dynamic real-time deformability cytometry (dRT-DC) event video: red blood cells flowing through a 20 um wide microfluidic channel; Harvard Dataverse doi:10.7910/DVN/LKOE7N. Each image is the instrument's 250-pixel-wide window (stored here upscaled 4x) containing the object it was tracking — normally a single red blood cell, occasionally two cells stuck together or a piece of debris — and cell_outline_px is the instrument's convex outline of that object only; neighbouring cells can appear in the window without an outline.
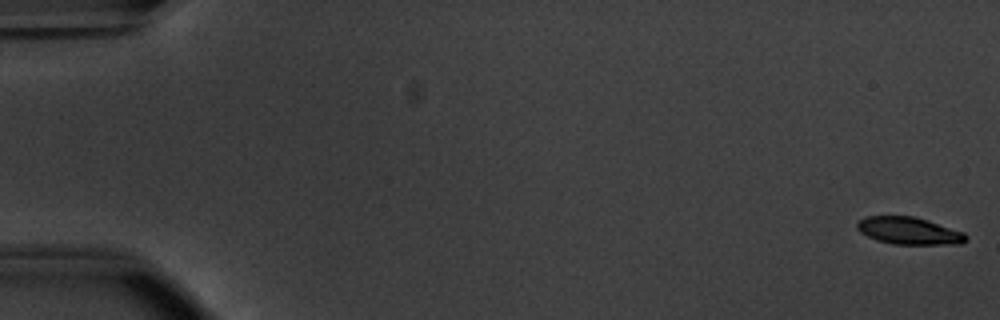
{"species": "common noctule bat (a hibernating species)", "species_latin": "Nyctalus noctula", "temperature_condition": "warm", "stored_images_in_passage": 55, "camera_frame_rate_fps": 3000, "um_per_image_px": 0.085, "animal": {"sex": "male", "body_mass_g": 20.1, "forearm_length_mm": 53.5}, "frame": {"image": 1, "passage_image": 1, "time_ms": 0.0, "image_size_px": [1000, 320], "cell_outline_px": [[968, 240], [960, 244], [892, 244], [876, 240], [860, 232], [856, 228], [856, 224], [864, 216], [912, 216], [928, 220], [964, 232], [968, 236]], "centroid_in_image_um": [77.27, 19.62], "position_along_channel_um": 7.7, "area_um2": 17.4}}
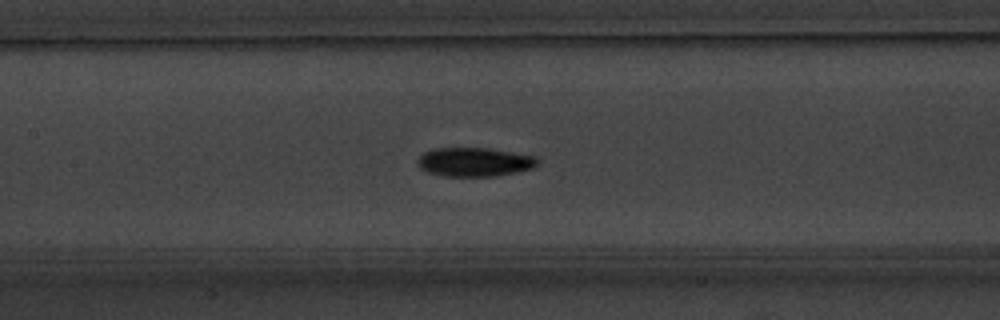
{"frame": {"image": 2, "passage_image": 26, "time_ms": 8.333, "image_size_px": [1000, 320], "cell_outline_px": [[540, 160], [536, 168], [496, 176], [444, 176], [428, 172], [420, 168], [416, 164], [416, 160], [424, 152], [432, 148], [488, 148], [536, 156]], "centroid_in_image_um": [40.35, 13.77], "position_along_channel_um": 167.1, "area_um2": 20.46}}
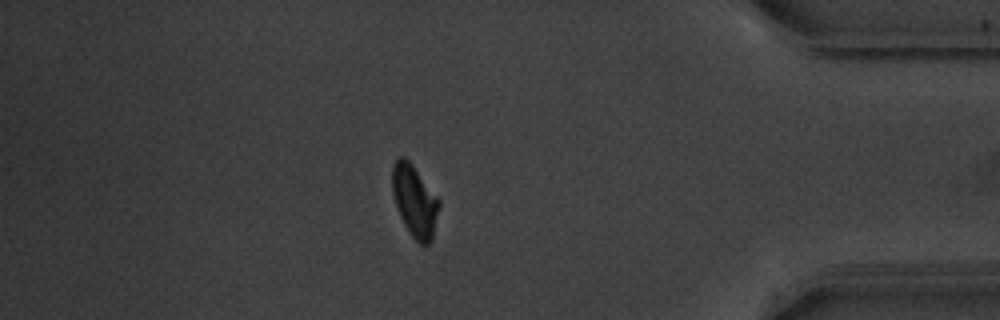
{"frame": {"image": 3, "passage_image": 47, "time_ms": 15.333, "image_size_px": [1000, 320], "cell_outline_px": [[440, 204], [432, 240], [428, 244], [420, 244], [412, 236], [404, 224], [400, 216], [392, 192], [392, 164], [396, 156], [404, 156], [412, 164], [440, 200]], "centroid_in_image_um": [35.23, 17.04], "position_along_channel_um": 400.0, "area_um2": 19.54}, "authors_computed_cell_mechanics": {"area_um2": 19.3052, "velocity_mm_per_s": 3.7999, "shape_relaxation_time_tau1_ms": 2.1329, "shape_relaxation_time_tau2_ms": 3.4749, "deformation_change_tau1": 0.1325, "deformation_change_tau2": 0.0693}}